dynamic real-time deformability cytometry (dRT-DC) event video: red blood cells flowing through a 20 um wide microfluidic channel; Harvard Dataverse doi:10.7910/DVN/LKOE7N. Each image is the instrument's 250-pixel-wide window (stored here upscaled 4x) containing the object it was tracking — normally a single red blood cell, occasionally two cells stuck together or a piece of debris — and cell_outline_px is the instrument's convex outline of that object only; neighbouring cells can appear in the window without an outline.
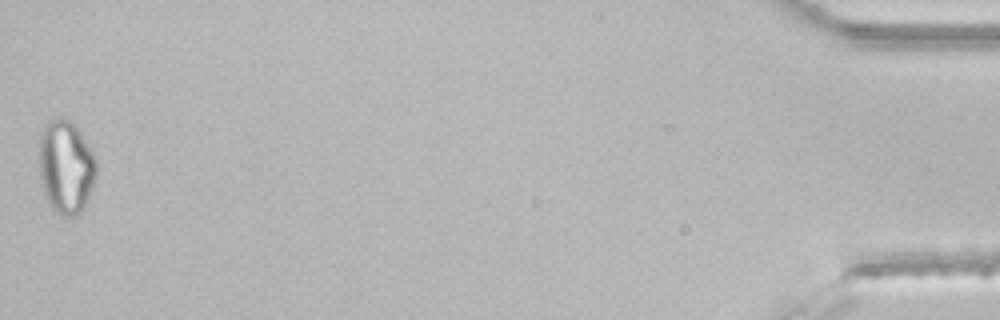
{"species": "common noctule bat (a hibernating species)", "species_latin": "Nyctalus noctula", "temperature_condition": "room temperature", "stored_images_in_passage": 48, "segment_of_instrument_passage": [2, 2], "camera_frame_rate_fps": 3000, "um_per_image_px": 0.085, "animal": {"sex": "male", "body_mass_g": 21.5, "forearm_length_mm": 52.0}, "frame": {"image": 1, "passage_image": 48, "time_ms": 15.667, "image_size_px": [1000, 320], "cell_outline_px": [[96, 176], [88, 196], [80, 212], [76, 216], [64, 216], [52, 208], [48, 200], [40, 176], [40, 136], [48, 120], [56, 116], [60, 116], [68, 120], [80, 132], [88, 144], [96, 160]], "centroid_in_image_um": [5.61, 14.15], "position_along_channel_um": 429.6, "area_um2": 30.52}}